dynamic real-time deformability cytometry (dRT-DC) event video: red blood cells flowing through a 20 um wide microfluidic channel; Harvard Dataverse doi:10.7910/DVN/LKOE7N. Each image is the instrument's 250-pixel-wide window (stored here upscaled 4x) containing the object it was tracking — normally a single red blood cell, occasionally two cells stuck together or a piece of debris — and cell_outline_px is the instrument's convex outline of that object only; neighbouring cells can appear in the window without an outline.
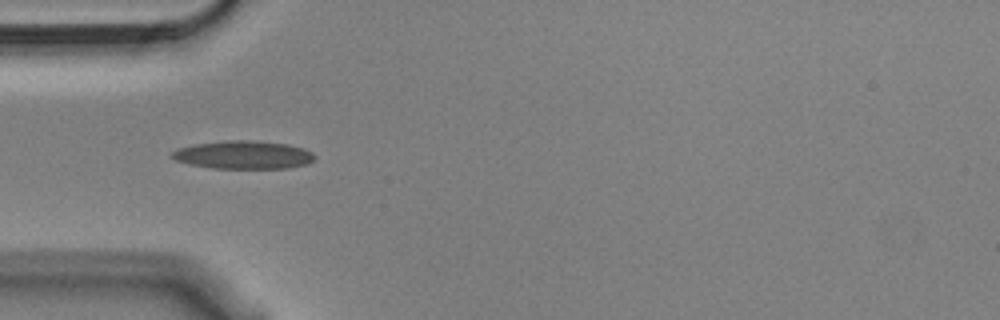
{"species": "Egyptian fruit bat (a non-hibernating species)", "species_latin": "Rousettus aegyptiacus", "temperature_condition": "cold", "stored_images_in_passage": 39, "camera_frame_rate_fps": 3000, "um_per_image_px": 0.085, "animal": {"sex": "male"}, "frame": {"image": 1, "passage_image": 1, "time_ms": 0.0, "image_size_px": [1000, 320], "cell_outline_px": [[316, 156], [308, 164], [288, 168], [212, 168], [192, 164], [176, 160], [168, 156], [176, 148], [196, 144], [228, 140], [248, 140], [288, 144], [304, 148], [312, 152]], "centroid_in_image_um": [20.7, 13.16], "position_along_channel_um": 64.3, "area_um2": 23.35}}
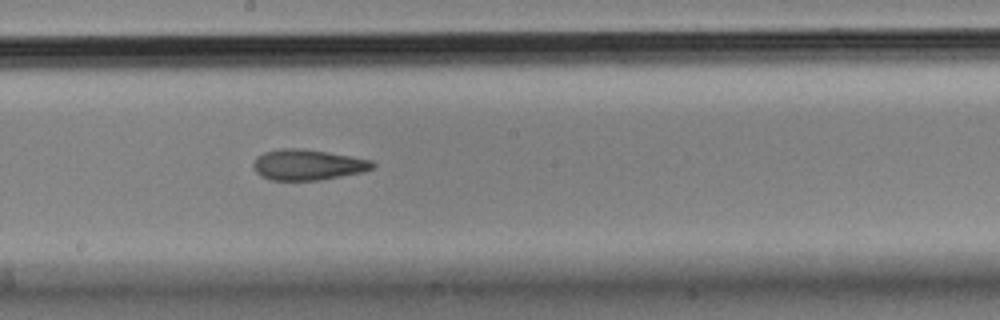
{"frame": {"image": 2, "passage_image": 14, "time_ms": 4.333, "image_size_px": [1000, 320], "cell_outline_px": [[376, 164], [372, 168], [364, 172], [320, 180], [272, 180], [260, 176], [256, 172], [252, 164], [256, 156], [264, 152], [280, 148], [304, 148], [352, 156], [372, 160]], "centroid_in_image_um": [26.15, 14.0], "position_along_channel_um": 222.0, "area_um2": 21.56}}
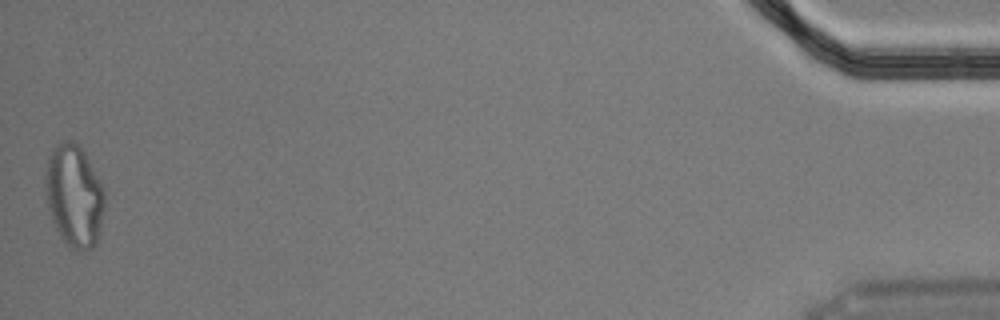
{"frame": {"image": 3, "passage_image": 39, "time_ms": 12.667, "image_size_px": [1000, 320], "cell_outline_px": [[104, 208], [96, 244], [92, 248], [80, 252], [76, 252], [68, 248], [60, 236], [52, 220], [48, 208], [44, 188], [44, 176], [48, 156], [52, 148], [60, 140], [68, 140], [76, 144], [84, 152], [104, 188]], "centroid_in_image_um": [6.27, 16.66], "position_along_channel_um": 428.9, "area_um2": 35.72}, "authors_computed_cell_mechanics": {"area_um2": 21.8484, "velocity_mm_per_s": 3.6282, "shape_relaxation_time_tau1_ms": null, "shape_relaxation_time_tau2_ms": 2.7161, "deformation_change_tau1": null, "deformation_change_tau2": 0.118}}